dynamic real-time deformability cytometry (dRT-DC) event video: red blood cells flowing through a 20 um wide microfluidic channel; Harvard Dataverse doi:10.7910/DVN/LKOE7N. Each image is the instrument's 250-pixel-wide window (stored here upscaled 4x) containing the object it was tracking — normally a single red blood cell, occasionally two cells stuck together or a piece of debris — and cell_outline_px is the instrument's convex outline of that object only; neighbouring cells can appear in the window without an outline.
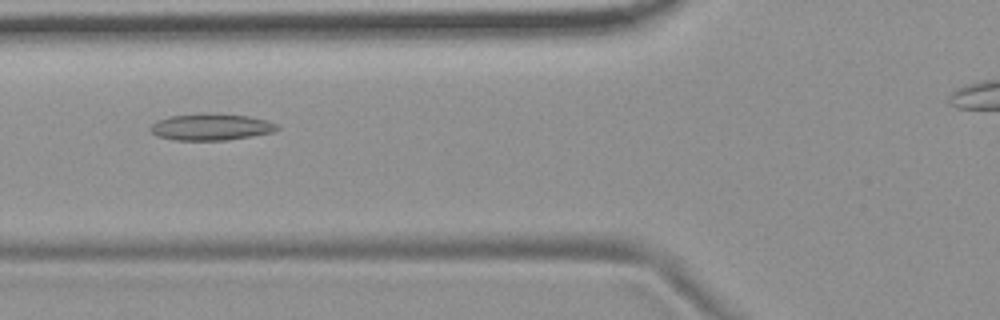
{"species": "common noctule bat (a hibernating species)", "species_latin": "Nyctalus noctula", "temperature_condition": "room temperature", "stored_images_in_passage": 22, "camera_frame_rate_fps": 3000, "um_per_image_px": 0.085, "animal": {"sex": "female", "body_mass_g": 19.9}, "frame": {"image": 1, "passage_image": 4, "time_ms": 1.0, "image_size_px": [1000, 320], "cell_outline_px": [[280, 128], [272, 132], [252, 136], [228, 140], [176, 140], [156, 136], [148, 128], [156, 120], [172, 116], [208, 112], [216, 112], [248, 116], [268, 120], [276, 124]], "centroid_in_image_um": [17.93, 10.78], "position_along_channel_um": 107.9, "area_um2": 19.94}}